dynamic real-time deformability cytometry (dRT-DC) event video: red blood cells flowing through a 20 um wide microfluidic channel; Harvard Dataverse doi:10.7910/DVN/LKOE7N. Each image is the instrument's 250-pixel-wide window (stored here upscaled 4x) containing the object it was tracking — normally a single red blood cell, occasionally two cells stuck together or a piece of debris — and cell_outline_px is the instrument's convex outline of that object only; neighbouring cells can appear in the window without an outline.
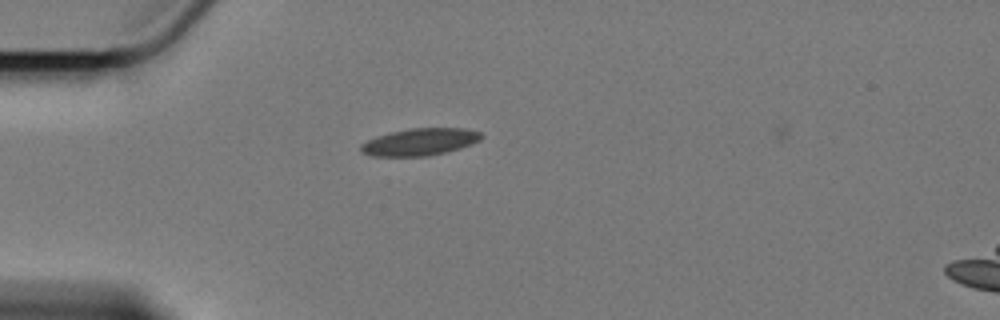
{"species": "Egyptian fruit bat (a non-hibernating species)", "species_latin": "Rousettus aegyptiacus", "temperature_condition": "cold", "stored_images_in_passage": 53, "camera_frame_rate_fps": 3000, "um_per_image_px": 0.085, "animal": {"sex": "female"}, "frame": {"image": 1, "passage_image": 10, "time_ms": 3.0, "image_size_px": [1000, 320], "cell_outline_px": [[484, 136], [480, 140], [472, 144], [448, 152], [428, 156], [372, 156], [360, 152], [360, 144], [376, 136], [392, 132], [412, 128], [464, 128], [480, 132]], "centroid_in_image_um": [35.7, 12.07], "position_along_channel_um": 49.3, "area_um2": 19.13}}
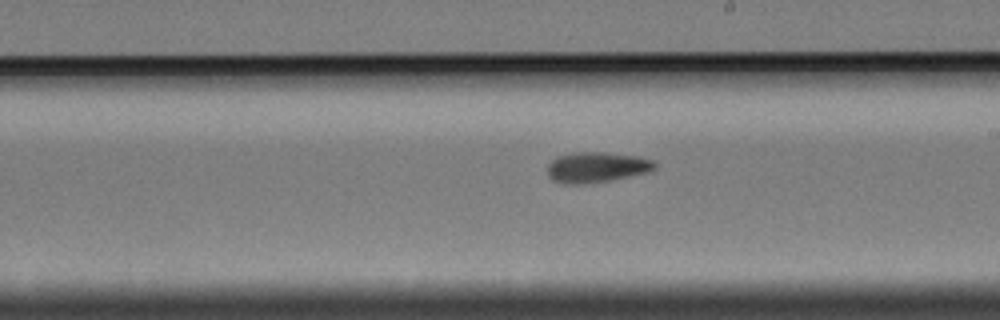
{"frame": {"image": 2, "passage_image": 28, "time_ms": 9.0, "image_size_px": [1000, 320], "cell_outline_px": [[656, 168], [648, 172], [608, 180], [580, 184], [564, 184], [552, 180], [548, 176], [548, 164], [556, 156], [572, 152], [604, 152], [636, 156], [656, 160]], "centroid_in_image_um": [50.69, 14.2], "position_along_channel_um": 238.3, "area_um2": 19.07}}
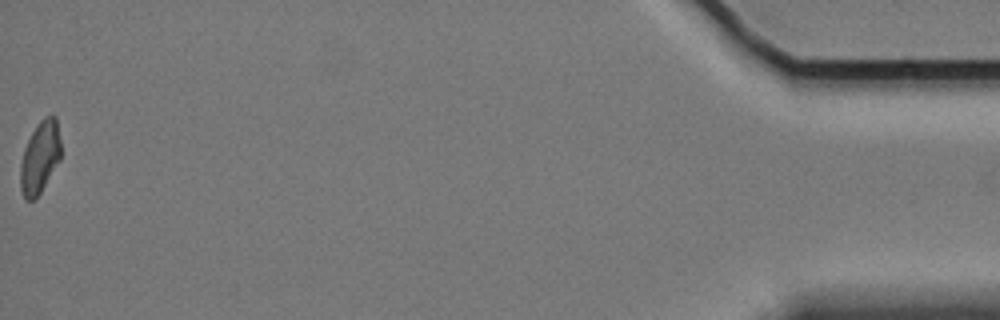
{"frame": {"image": 3, "passage_image": 53, "time_ms": 17.333, "image_size_px": [1000, 320], "cell_outline_px": [[60, 160], [36, 200], [24, 200], [20, 188], [20, 164], [24, 148], [32, 132], [40, 120], [44, 116], [56, 116], [60, 140]], "centroid_in_image_um": [3.38, 13.41], "position_along_channel_um": 431.8, "area_um2": 17.11}, "authors_computed_cell_mechanics": {"area_um2": 18.0914, "velocity_mm_per_s": 3.4078, "shape_relaxation_time_tau1_ms": null, "shape_relaxation_time_tau2_ms": 4.7885, "deformation_change_tau1": null, "deformation_change_tau2": 0.097}}